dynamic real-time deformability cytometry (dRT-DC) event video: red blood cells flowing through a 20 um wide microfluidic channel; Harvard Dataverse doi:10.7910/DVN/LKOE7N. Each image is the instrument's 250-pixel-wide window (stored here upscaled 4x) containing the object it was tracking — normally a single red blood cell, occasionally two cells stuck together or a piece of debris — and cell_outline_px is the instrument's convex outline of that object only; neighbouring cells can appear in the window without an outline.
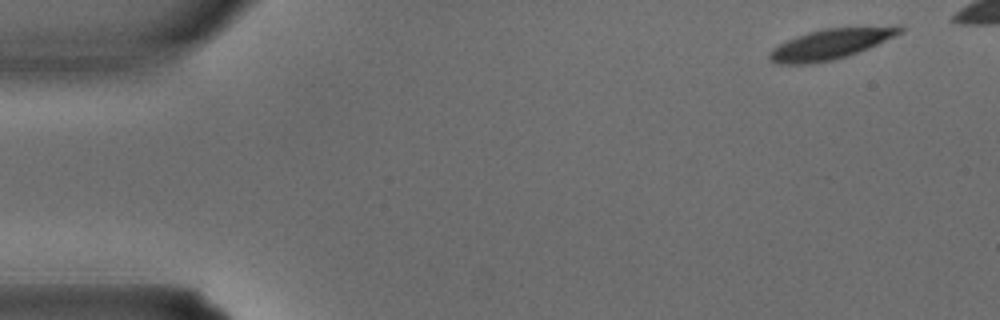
{"species": "common noctule bat (a hibernating species)", "species_latin": "Nyctalus noctula", "temperature_condition": "warm", "stored_images_in_passage": 4, "camera_frame_rate_fps": 3000, "um_per_image_px": 0.085, "animal": {"sex": "male", "body_mass_g": 15.6}, "frame": {"image": 1, "passage_image": 1, "time_ms": 0.0, "image_size_px": [1000, 320], "cell_outline_px": [[904, 28], [900, 32], [868, 48], [832, 60], [808, 64], [776, 64], [768, 60], [768, 52], [772, 48], [796, 36], [808, 32], [824, 28], [900, 24]], "centroid_in_image_um": [70.57, 3.72], "position_along_channel_um": 14.4, "area_um2": 23.12}}